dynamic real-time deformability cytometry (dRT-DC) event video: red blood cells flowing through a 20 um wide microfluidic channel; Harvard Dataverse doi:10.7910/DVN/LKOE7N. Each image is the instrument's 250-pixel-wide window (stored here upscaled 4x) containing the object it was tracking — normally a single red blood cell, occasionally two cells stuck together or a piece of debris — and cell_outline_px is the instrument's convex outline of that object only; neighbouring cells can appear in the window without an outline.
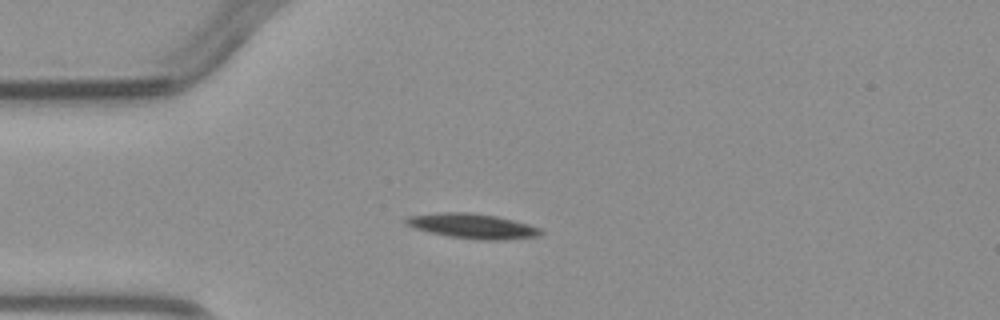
{"species": "common noctule bat (a hibernating species)", "species_latin": "Nyctalus noctula", "temperature_condition": "warm", "stored_images_in_passage": 6, "camera_frame_rate_fps": 3000, "um_per_image_px": 0.085, "animal": {"sex": "male", "body_mass_g": 23.1, "forearm_length_mm": 52.7}, "frame": {"image": 1, "passage_image": 5, "time_ms": 6.0, "image_size_px": [1000, 320], "cell_outline_px": [[544, 232], [540, 236], [504, 240], [480, 240], [452, 236], [432, 232], [416, 228], [404, 224], [404, 220], [408, 216], [440, 212], [468, 212], [496, 216], [516, 220], [540, 228]], "centroid_in_image_um": [40.22, 19.21], "position_along_channel_um": 44.8, "area_um2": 19.48}}